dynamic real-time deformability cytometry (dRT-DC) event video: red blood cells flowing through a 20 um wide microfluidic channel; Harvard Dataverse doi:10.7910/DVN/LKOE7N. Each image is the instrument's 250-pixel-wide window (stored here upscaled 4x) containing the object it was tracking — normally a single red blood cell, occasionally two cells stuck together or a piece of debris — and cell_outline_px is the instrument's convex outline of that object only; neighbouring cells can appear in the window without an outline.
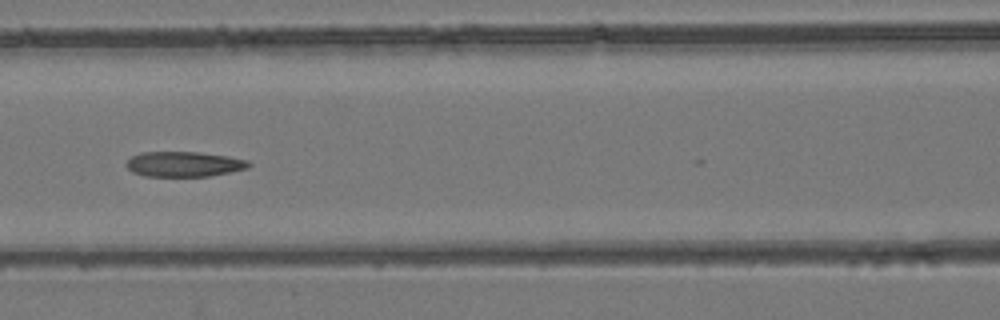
{"species": "common noctule bat (a hibernating species)", "species_latin": "Nyctalus noctula", "temperature_condition": "room temperature", "stored_images_in_passage": 6, "camera_frame_rate_fps": 3000, "um_per_image_px": 0.085, "animal": {"sex": "female", "body_mass_g": 24.6, "forearm_length_mm": 56.2}, "frame": {"image": 1, "passage_image": 6, "time_ms": 1.667, "image_size_px": [1000, 320], "cell_outline_px": [[252, 164], [248, 168], [208, 176], [144, 176], [132, 172], [124, 164], [132, 156], [140, 152], [200, 152], [228, 156], [248, 160]], "centroid_in_image_um": [15.62, 13.94], "position_along_channel_um": 151.0, "area_um2": 17.98}}